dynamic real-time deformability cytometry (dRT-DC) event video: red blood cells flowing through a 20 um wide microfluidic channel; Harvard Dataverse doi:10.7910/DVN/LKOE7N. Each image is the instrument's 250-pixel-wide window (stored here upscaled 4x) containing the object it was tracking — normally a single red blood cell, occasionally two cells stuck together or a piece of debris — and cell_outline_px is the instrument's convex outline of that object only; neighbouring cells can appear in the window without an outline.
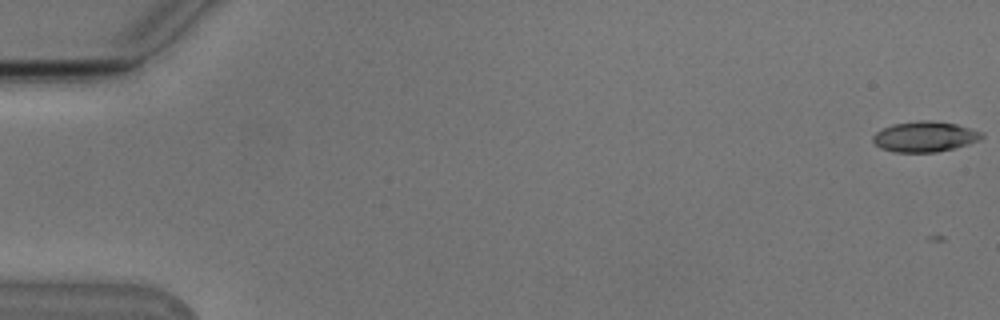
{"species": "Egyptian fruit bat (a non-hibernating species)", "species_latin": "Rousettus aegyptiacus", "temperature_condition": "cold", "stored_images_in_passage": 56, "camera_frame_rate_fps": 3000, "um_per_image_px": 0.085, "animal": {"sex": "male"}, "frame": {"image": 1, "passage_image": 2, "time_ms": 0.333, "image_size_px": [1000, 320], "cell_outline_px": [[984, 136], [980, 140], [968, 144], [936, 152], [896, 152], [880, 148], [872, 140], [872, 136], [876, 132], [892, 124], [920, 120], [928, 120], [956, 124], [984, 132]], "centroid_in_image_um": [78.62, 11.61], "position_along_channel_um": 6.4, "area_um2": 19.25}}
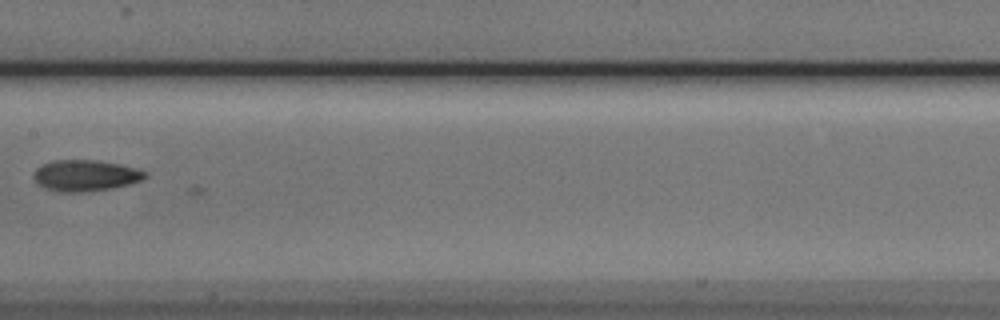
{"frame": {"image": 2, "passage_image": 30, "time_ms": 9.667, "image_size_px": [1000, 320], "cell_outline_px": [[148, 176], [140, 180], [128, 184], [112, 188], [88, 192], [60, 192], [48, 188], [40, 184], [32, 176], [36, 168], [52, 160], [96, 160], [120, 164], [136, 168], [148, 172]], "centroid_in_image_um": [7.29, 14.91], "position_along_channel_um": 200.1, "area_um2": 20.17}}
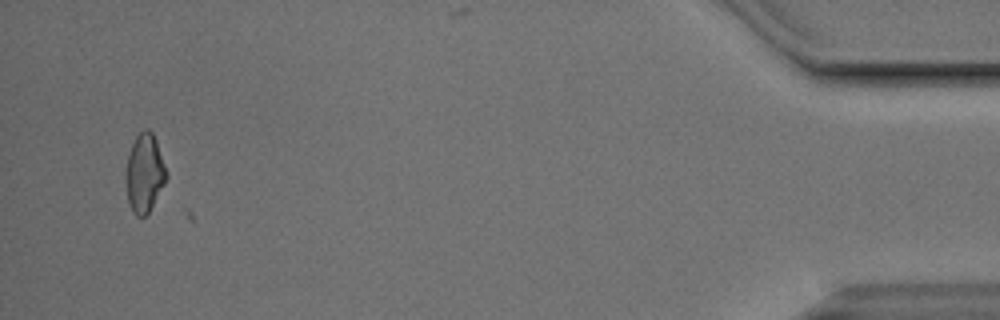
{"frame": {"image": 3, "passage_image": 54, "time_ms": 17.667, "image_size_px": [1000, 320], "cell_outline_px": [[168, 176], [164, 184], [148, 212], [144, 216], [136, 216], [132, 212], [128, 204], [128, 156], [132, 144], [136, 136], [144, 128], [148, 128], [152, 132], [156, 140]], "centroid_in_image_um": [12.31, 14.69], "position_along_channel_um": 422.9, "area_um2": 17.86}}